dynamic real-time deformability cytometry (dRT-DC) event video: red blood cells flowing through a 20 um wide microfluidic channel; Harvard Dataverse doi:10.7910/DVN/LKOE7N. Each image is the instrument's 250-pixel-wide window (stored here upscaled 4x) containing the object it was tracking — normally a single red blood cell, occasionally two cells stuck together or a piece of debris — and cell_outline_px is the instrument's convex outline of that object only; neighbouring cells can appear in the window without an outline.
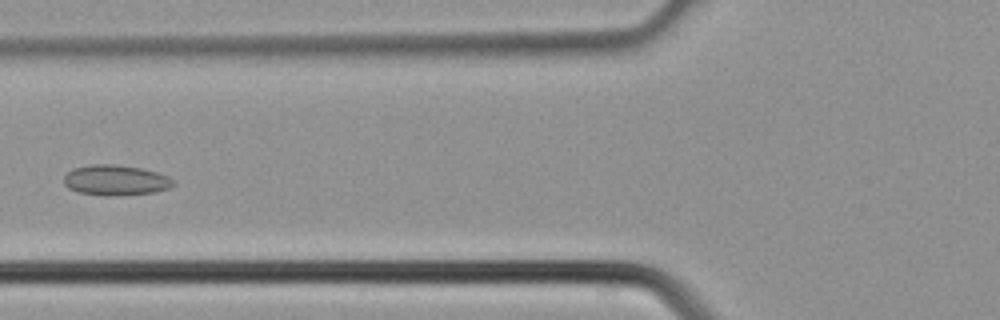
{"species": "common noctule bat (a hibernating species)", "species_latin": "Nyctalus noctula", "temperature_condition": "cold", "stored_images_in_passage": 5, "camera_frame_rate_fps": 3000, "um_per_image_px": 0.085, "animal": {"sex": "male", "body_mass_g": 21.5, "forearm_length_mm": 52.0}, "frame": {"image": 1, "passage_image": 5, "time_ms": 1.333, "image_size_px": [1000, 320], "cell_outline_px": [[176, 184], [168, 188], [156, 192], [112, 196], [104, 196], [76, 192], [68, 188], [64, 184], [64, 176], [72, 168], [92, 164], [116, 164], [140, 168], [156, 172], [168, 176]], "centroid_in_image_um": [9.8, 15.32], "position_along_channel_um": 116.0, "area_um2": 19.54}}